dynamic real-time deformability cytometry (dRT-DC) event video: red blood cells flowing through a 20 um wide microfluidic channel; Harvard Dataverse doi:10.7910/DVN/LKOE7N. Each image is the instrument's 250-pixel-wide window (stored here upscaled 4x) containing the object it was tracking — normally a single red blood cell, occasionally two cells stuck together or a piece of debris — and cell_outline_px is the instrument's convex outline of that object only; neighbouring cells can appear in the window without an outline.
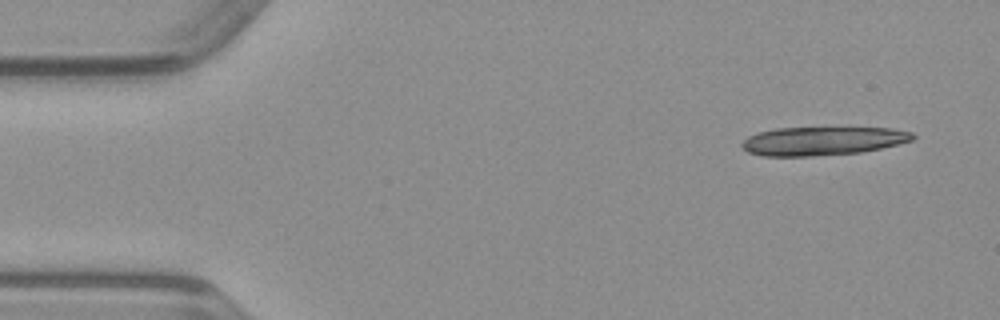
{"species": "common noctule bat (a hibernating species)", "species_latin": "Nyctalus noctula", "temperature_condition": "warm", "stored_images_in_passage": 14, "camera_frame_rate_fps": 3000, "um_per_image_px": 0.085, "animal": {"sex": "male", "body_mass_g": 23.1, "forearm_length_mm": 52.7}, "frame": {"image": 1, "passage_image": 1, "time_ms": 0.0, "image_size_px": [1000, 320], "cell_outline_px": [[916, 136], [912, 140], [880, 148], [860, 152], [808, 156], [764, 156], [748, 152], [740, 144], [748, 136], [756, 132], [776, 128], [892, 128], [912, 132]], "centroid_in_image_um": [69.89, 11.97], "position_along_channel_um": 15.1, "area_um2": 28.21}}